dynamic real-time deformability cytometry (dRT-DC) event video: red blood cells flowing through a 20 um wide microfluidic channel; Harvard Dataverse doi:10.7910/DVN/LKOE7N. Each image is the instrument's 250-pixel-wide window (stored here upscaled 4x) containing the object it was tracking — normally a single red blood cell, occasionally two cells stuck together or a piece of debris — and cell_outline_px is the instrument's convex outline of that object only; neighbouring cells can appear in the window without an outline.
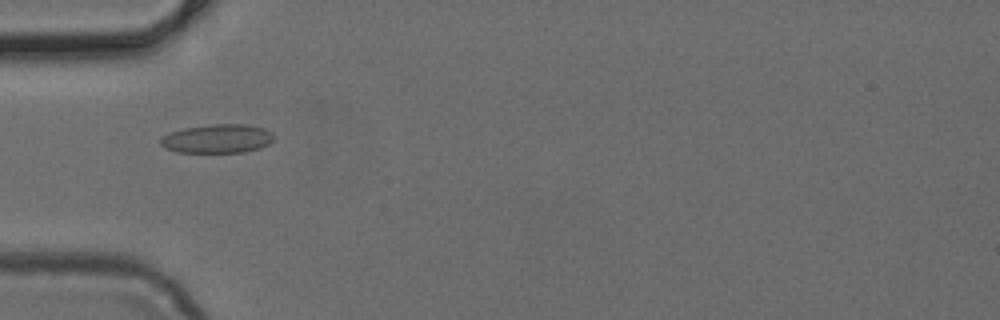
{"species": "common noctule bat (a hibernating species)", "species_latin": "Nyctalus noctula", "temperature_condition": "cold", "stored_images_in_passage": 49, "camera_frame_rate_fps": 3000, "um_per_image_px": 0.085, "animal": {"sex": "female", "body_mass_g": 24.6, "forearm_length_mm": 56.2}, "frame": {"image": 1, "passage_image": 16, "time_ms": 5.0, "image_size_px": [1000, 320], "cell_outline_px": [[276, 140], [260, 148], [244, 152], [176, 152], [164, 148], [160, 144], [160, 140], [168, 132], [184, 128], [212, 124], [244, 124], [264, 128], [272, 132], [276, 136]], "centroid_in_image_um": [18.51, 11.78], "position_along_channel_um": 66.5, "area_um2": 19.25}}
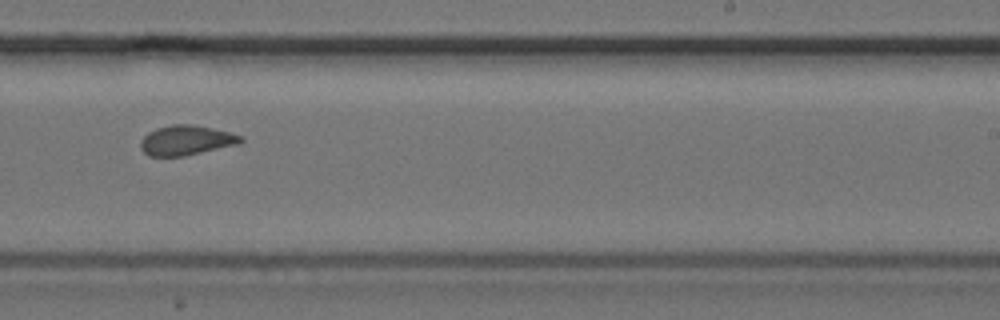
{"frame": {"image": 2, "passage_image": 31, "time_ms": 10.0, "image_size_px": [1000, 320], "cell_outline_px": [[244, 140], [240, 144], [184, 156], [148, 156], [140, 148], [140, 140], [148, 132], [156, 128], [172, 124], [192, 124], [212, 128], [244, 136]], "centroid_in_image_um": [15.83, 11.92], "position_along_channel_um": 273.2, "area_um2": 17.57}}
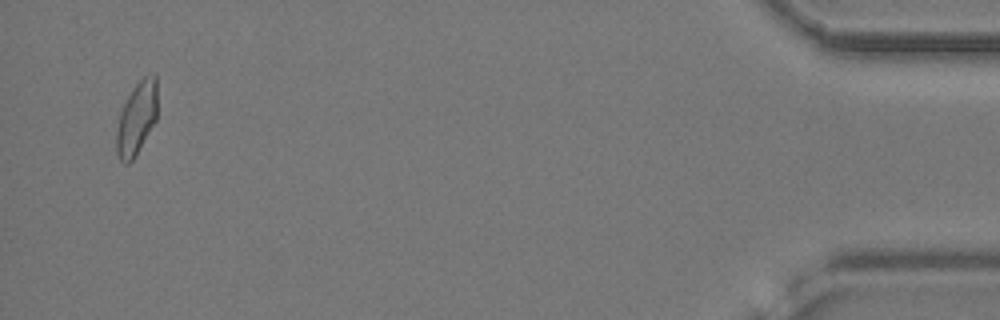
{"frame": {"image": 3, "passage_image": 48, "time_ms": 15.667, "image_size_px": [1000, 320], "cell_outline_px": [[156, 120], [132, 160], [128, 164], [124, 164], [120, 160], [116, 152], [116, 132], [120, 112], [132, 88], [144, 76], [156, 76]], "centroid_in_image_um": [11.59, 10.09], "position_along_channel_um": 423.6, "area_um2": 16.99}}